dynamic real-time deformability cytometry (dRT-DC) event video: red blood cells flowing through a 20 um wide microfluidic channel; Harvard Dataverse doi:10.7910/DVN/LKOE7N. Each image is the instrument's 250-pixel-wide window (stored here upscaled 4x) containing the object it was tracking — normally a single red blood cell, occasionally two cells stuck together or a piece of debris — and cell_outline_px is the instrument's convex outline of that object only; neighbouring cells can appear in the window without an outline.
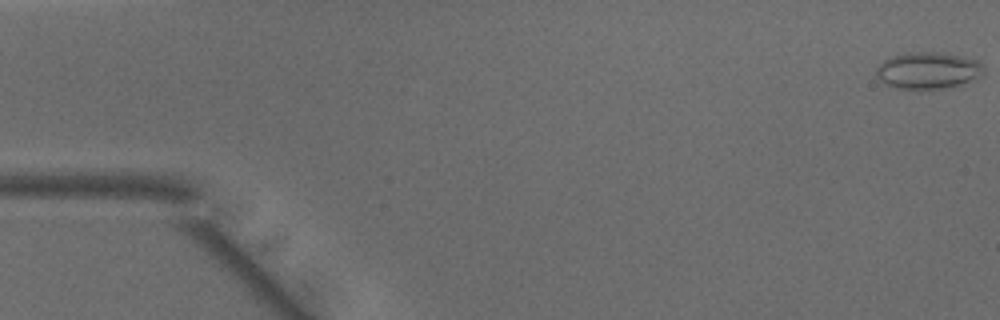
{"species": "common noctule bat (a hibernating species)", "species_latin": "Nyctalus noctula", "temperature_condition": "warm", "stored_images_in_passage": 12, "camera_frame_rate_fps": 3000, "um_per_image_px": 0.085, "animal": {"sex": "male", "body_mass_g": 15.6}, "frame": {"image": 1, "passage_image": 1, "time_ms": 0.0, "image_size_px": [1000, 320], "cell_outline_px": [[984, 76], [956, 88], [896, 88], [884, 84], [876, 76], [876, 68], [884, 60], [892, 56], [908, 52], [936, 52], [960, 56], [980, 60], [984, 68]], "centroid_in_image_um": [78.95, 6.0], "position_along_channel_um": 6.1, "area_um2": 23.41}}